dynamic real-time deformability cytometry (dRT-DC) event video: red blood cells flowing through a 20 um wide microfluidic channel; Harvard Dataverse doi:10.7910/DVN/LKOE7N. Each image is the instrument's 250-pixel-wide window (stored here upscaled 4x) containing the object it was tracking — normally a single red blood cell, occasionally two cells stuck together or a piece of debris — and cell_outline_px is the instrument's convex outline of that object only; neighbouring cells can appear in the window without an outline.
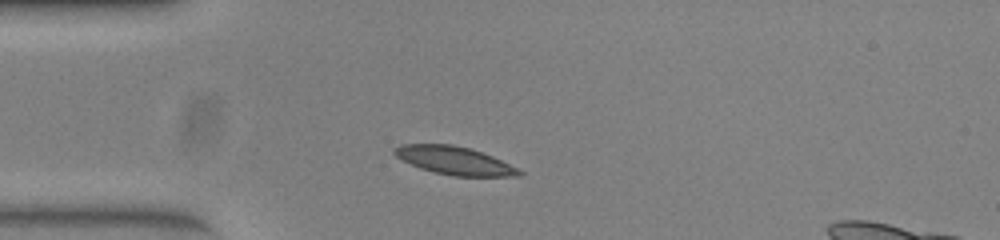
{"species": "common noctule bat (a hibernating species)", "species_latin": "Nyctalus noctula", "temperature_condition": "warm", "stored_images_in_passage": 41, "segment_of_instrument_passage": [1, 2], "camera_frame_rate_fps": 3000, "um_per_image_px": 0.085, "animal": {"sex": "female", "body_mass_g": 23.0, "forearm_length_mm": 53.4}, "frame": {"image": 1, "passage_image": 1, "time_ms": 0.0, "image_size_px": [1000, 240], "cell_outline_px": [[524, 172], [520, 176], [452, 176], [420, 168], [396, 156], [392, 152], [392, 148], [400, 144], [452, 144], [468, 148], [492, 156]], "centroid_in_image_um": [38.59, 13.64], "position_along_channel_um": 46.4, "area_um2": 20.11}}
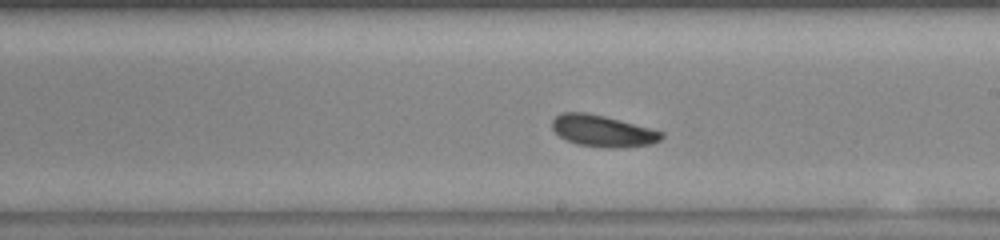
{"frame": {"image": 2, "passage_image": 17, "time_ms": 5.333, "image_size_px": [1000, 240], "cell_outline_px": [[664, 136], [660, 140], [652, 144], [616, 148], [604, 148], [576, 144], [560, 136], [552, 128], [552, 120], [560, 112], [584, 112], [604, 116], [620, 120], [664, 132]], "centroid_in_image_um": [51.23, 11.13], "position_along_channel_um": 237.8, "area_um2": 20.06}}
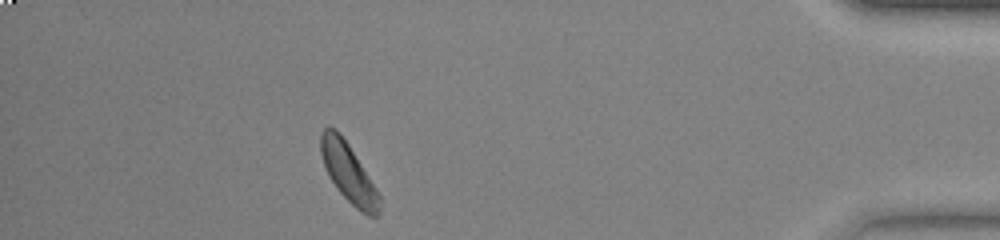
{"frame": {"image": 3, "passage_image": 34, "time_ms": 11.0, "image_size_px": [1000, 240], "cell_outline_px": [[380, 216], [368, 216], [360, 212], [336, 188], [328, 176], [324, 168], [320, 152], [320, 132], [328, 124], [336, 128], [340, 132], [348, 144], [380, 196]], "centroid_in_image_um": [29.57, 14.66], "position_along_channel_um": 405.6, "area_um2": 20.17}}